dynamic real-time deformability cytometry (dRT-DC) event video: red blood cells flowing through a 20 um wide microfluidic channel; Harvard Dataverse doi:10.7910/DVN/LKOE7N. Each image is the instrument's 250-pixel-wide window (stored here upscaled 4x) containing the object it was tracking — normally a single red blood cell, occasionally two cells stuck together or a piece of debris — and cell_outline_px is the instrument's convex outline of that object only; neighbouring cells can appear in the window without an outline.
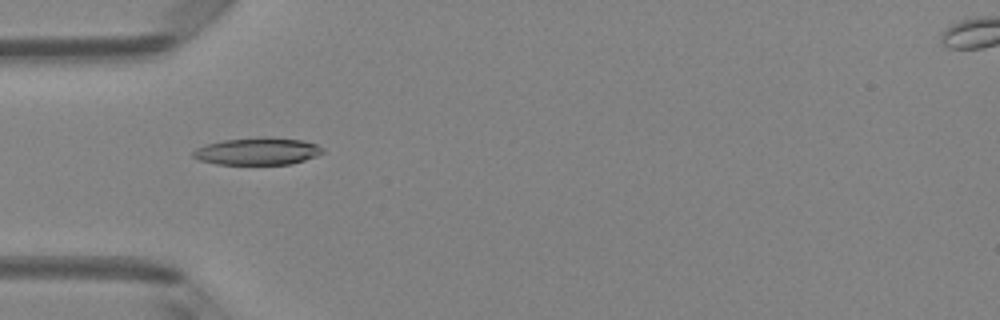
{"species": "Egyptian fruit bat (a non-hibernating species)", "species_latin": "Rousettus aegyptiacus", "temperature_condition": "room temperature", "stored_images_in_passage": 7, "camera_frame_rate_fps": 3000, "um_per_image_px": 0.085, "animal": {"sex": "female"}, "frame": {"image": 1, "passage_image": 4, "time_ms": 1.0, "image_size_px": [1000, 320], "cell_outline_px": [[324, 152], [316, 156], [304, 160], [288, 164], [216, 164], [200, 160], [192, 156], [192, 152], [196, 148], [208, 144], [224, 140], [300, 140], [316, 144], [324, 148]], "centroid_in_image_um": [21.87, 12.91], "position_along_channel_um": 63.1, "area_um2": 19.36}}
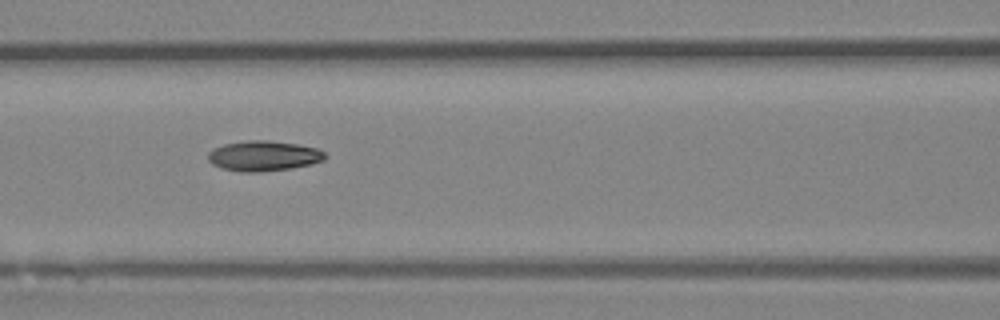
{"frame": {"image": 2, "passage_image": 6, "time_ms": 1.667, "image_size_px": [1000, 320], "cell_outline_px": [[328, 156], [324, 160], [312, 164], [292, 168], [260, 172], [240, 172], [220, 168], [212, 164], [208, 160], [208, 152], [224, 144], [248, 140], [268, 140], [296, 144], [316, 148], [324, 152]], "centroid_in_image_um": [22.41, 13.26], "position_along_channel_um": 144.2, "area_um2": 20.69}}
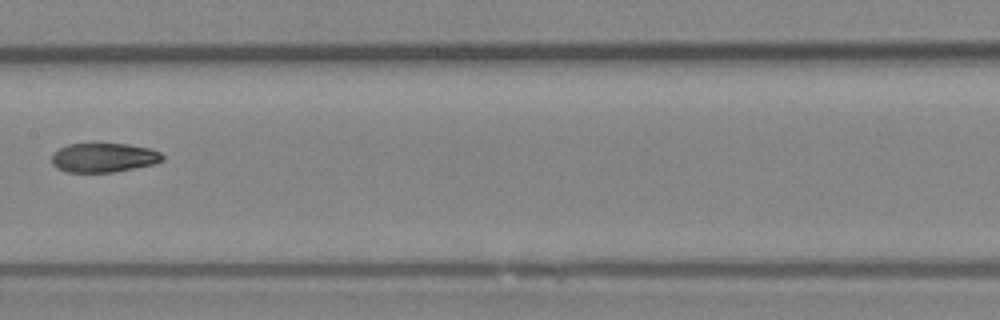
{"frame": {"image": 3, "passage_image": 7, "time_ms": 2.0, "image_size_px": [1000, 320], "cell_outline_px": [[164, 160], [156, 164], [112, 172], [68, 172], [56, 168], [52, 164], [52, 152], [68, 144], [128, 144], [148, 148], [160, 152], [164, 156]], "centroid_in_image_um": [8.82, 13.4], "position_along_channel_um": 198.6, "area_um2": 18.9}}